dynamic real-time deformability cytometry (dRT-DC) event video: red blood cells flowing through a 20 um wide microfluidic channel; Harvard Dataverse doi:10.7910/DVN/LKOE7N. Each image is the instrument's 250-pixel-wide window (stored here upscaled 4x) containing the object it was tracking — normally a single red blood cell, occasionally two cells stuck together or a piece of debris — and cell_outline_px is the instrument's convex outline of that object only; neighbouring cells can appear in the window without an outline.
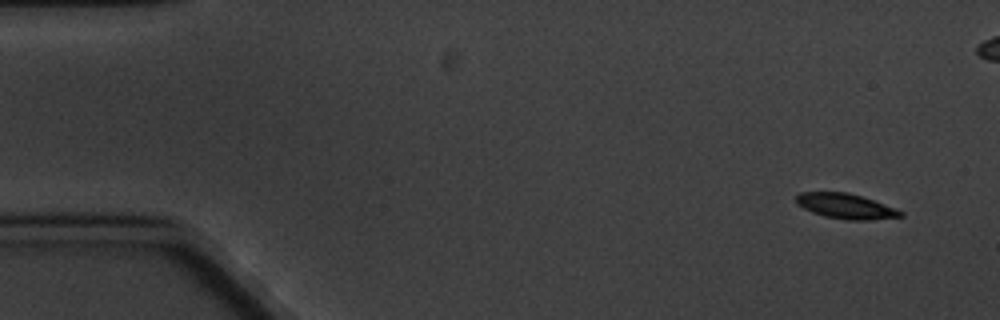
{"species": "common noctule bat (a hibernating species)", "species_latin": "Nyctalus noctula", "temperature_condition": "cold", "stored_images_in_passage": 6, "camera_frame_rate_fps": 3000, "um_per_image_px": 0.085, "animal": {"sex": "male", "body_mass_g": 20.1, "forearm_length_mm": 53.5}, "frame": {"image": 1, "passage_image": 1, "time_ms": 0.0, "image_size_px": [1000, 320], "cell_outline_px": [[904, 216], [868, 220], [848, 220], [824, 216], [812, 212], [796, 204], [796, 196], [800, 192], [848, 192], [896, 208], [904, 212]], "centroid_in_image_um": [71.88, 17.52], "position_along_channel_um": 13.1, "area_um2": 15.2}}